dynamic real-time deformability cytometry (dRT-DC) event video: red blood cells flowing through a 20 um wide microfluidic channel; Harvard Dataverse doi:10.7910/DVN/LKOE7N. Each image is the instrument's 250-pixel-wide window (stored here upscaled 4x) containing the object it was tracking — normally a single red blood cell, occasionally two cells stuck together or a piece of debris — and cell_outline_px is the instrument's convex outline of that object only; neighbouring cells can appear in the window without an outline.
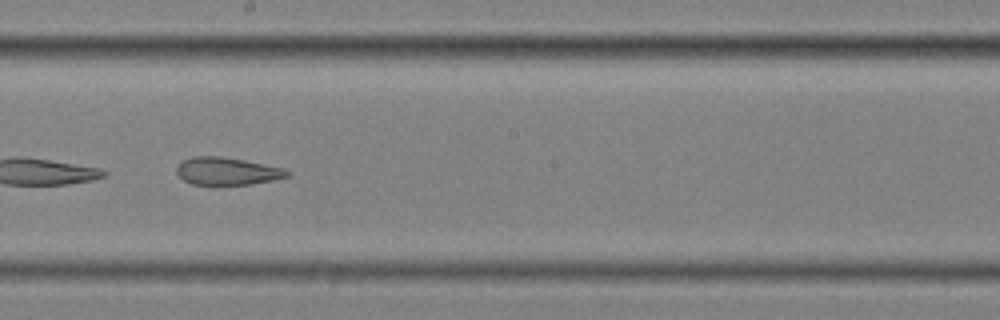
{"species": "common noctule bat (a hibernating species)", "species_latin": "Nyctalus noctula", "temperature_condition": "cold", "stored_images_in_passage": 8, "camera_frame_rate_fps": 3000, "um_per_image_px": 0.085, "animal": {"sex": "female", "body_mass_g": 25.1}, "frame": {"image": 1, "passage_image": 7, "time_ms": 2.0, "image_size_px": [1000, 320], "cell_outline_px": [[292, 172], [288, 176], [272, 180], [252, 184], [192, 184], [184, 180], [176, 172], [176, 168], [184, 160], [192, 156], [220, 156], [244, 160], [284, 168]], "centroid_in_image_um": [19.32, 14.54], "position_along_channel_um": 228.9, "area_um2": 17.57}}